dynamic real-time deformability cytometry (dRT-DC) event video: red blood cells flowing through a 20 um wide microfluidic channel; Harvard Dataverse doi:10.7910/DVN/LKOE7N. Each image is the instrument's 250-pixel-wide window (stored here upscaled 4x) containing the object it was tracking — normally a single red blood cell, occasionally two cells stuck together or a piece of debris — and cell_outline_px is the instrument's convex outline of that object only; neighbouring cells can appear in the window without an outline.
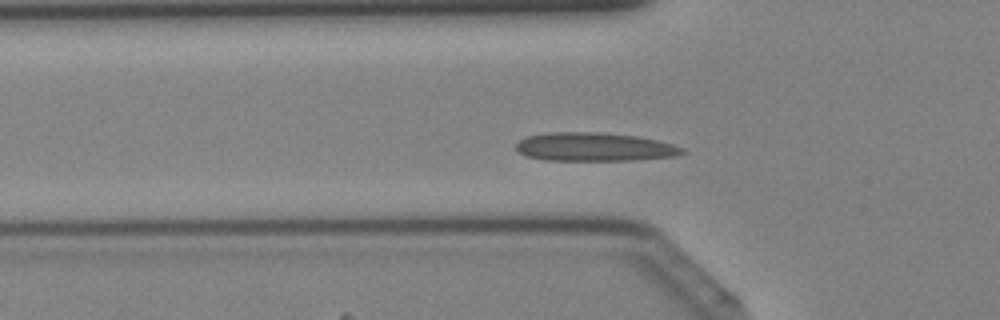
{"species": "Egyptian fruit bat (a non-hibernating species)", "species_latin": "Rousettus aegyptiacus", "temperature_condition": "cold", "stored_images_in_passage": 34, "camera_frame_rate_fps": 3000, "um_per_image_px": 0.085, "animal": {"sex": "female"}, "frame": {"image": 1, "passage_image": 6, "time_ms": 1.667, "image_size_px": [1000, 320], "cell_outline_px": [[688, 152], [676, 156], [632, 160], [544, 160], [524, 156], [516, 148], [516, 144], [524, 136], [548, 132], [600, 132], [636, 136], [656, 140], [672, 144], [684, 148]], "centroid_in_image_um": [50.5, 12.48], "position_along_channel_um": 75.3, "area_um2": 27.8}}
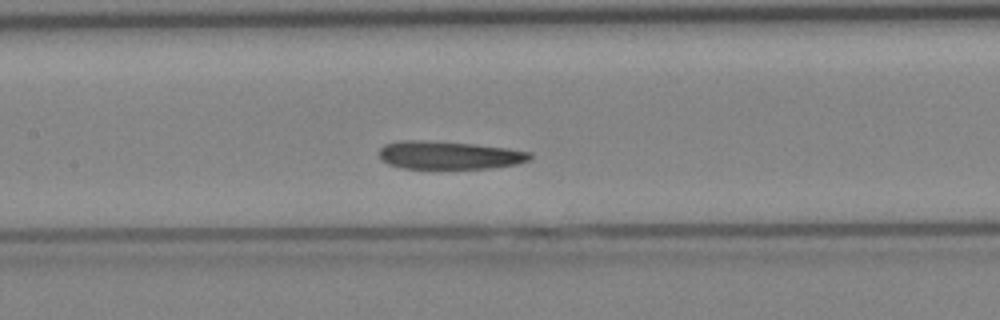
{"frame": {"image": 2, "passage_image": 12, "time_ms": 3.667, "image_size_px": [1000, 320], "cell_outline_px": [[532, 160], [516, 164], [488, 168], [404, 168], [388, 164], [380, 156], [380, 148], [384, 144], [400, 140], [424, 140], [476, 144], [508, 148], [532, 152]], "centroid_in_image_um": [38.21, 13.18], "position_along_channel_um": 169.2, "area_um2": 24.68}}
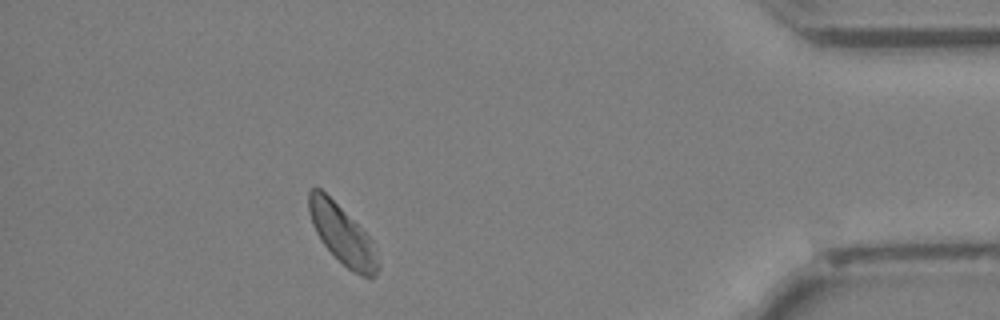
{"frame": {"image": 3, "passage_image": 30, "time_ms": 9.667, "image_size_px": [1000, 320], "cell_outline_px": [[380, 268], [376, 276], [372, 280], [360, 276], [352, 272], [320, 240], [312, 224], [308, 212], [308, 192], [312, 188], [320, 188], [372, 240], [380, 264]], "centroid_in_image_um": [29.11, 20.01], "position_along_channel_um": 406.1, "area_um2": 23.41}}